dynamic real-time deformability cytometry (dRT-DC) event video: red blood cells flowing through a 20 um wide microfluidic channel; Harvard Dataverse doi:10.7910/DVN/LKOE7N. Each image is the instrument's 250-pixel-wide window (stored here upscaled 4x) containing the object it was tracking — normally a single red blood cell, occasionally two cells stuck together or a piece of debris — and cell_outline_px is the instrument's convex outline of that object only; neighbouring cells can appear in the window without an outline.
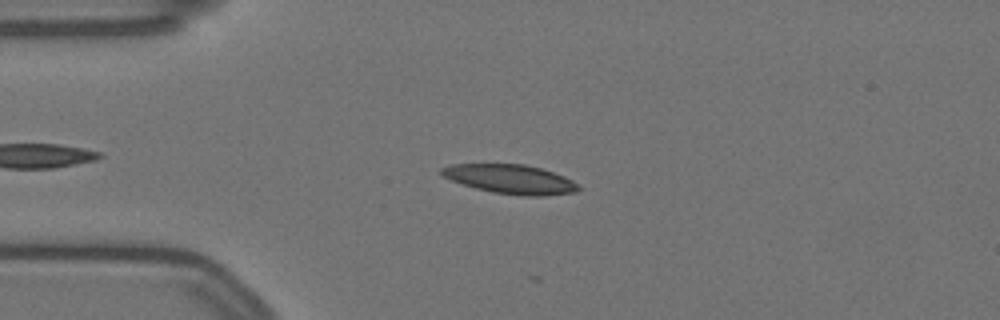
{"species": "Egyptian fruit bat (a non-hibernating species)", "species_latin": "Rousettus aegyptiacus", "temperature_condition": "warm", "stored_images_in_passage": 51, "camera_frame_rate_fps": 3000, "um_per_image_px": 0.085, "animal": {"sex": "female"}, "frame": {"image": 1, "passage_image": 12, "time_ms": 3.667, "image_size_px": [1000, 320], "cell_outline_px": [[580, 188], [576, 192], [544, 196], [520, 196], [492, 192], [476, 188], [452, 180], [444, 176], [440, 172], [440, 168], [452, 164], [524, 164], [540, 168], [564, 176], [572, 180]], "centroid_in_image_um": [43.39, 15.23], "position_along_channel_um": 41.6, "area_um2": 23.12}}
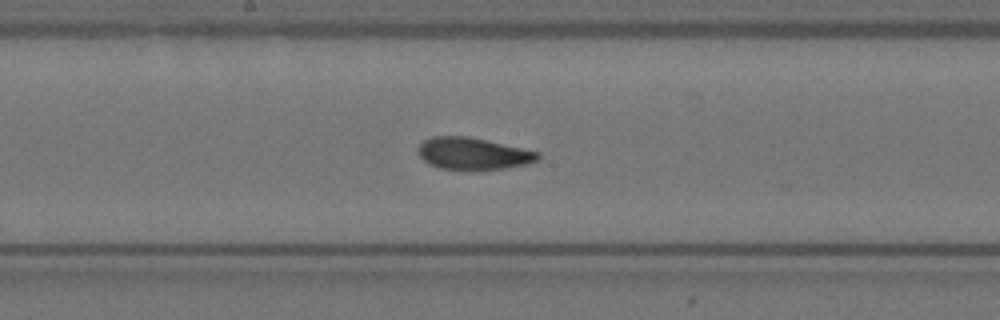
{"frame": {"image": 2, "passage_image": 28, "time_ms": 9.0, "image_size_px": [1000, 320], "cell_outline_px": [[540, 160], [528, 164], [504, 168], [472, 172], [440, 168], [428, 164], [416, 152], [416, 148], [424, 140], [432, 136], [468, 136], [488, 140], [540, 152]], "centroid_in_image_um": [40.21, 13.08], "position_along_channel_um": 208.0, "area_um2": 23.06}}
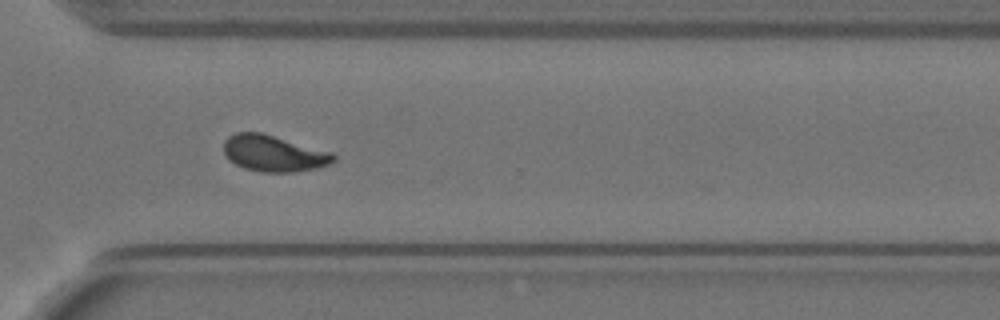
{"frame": {"image": 3, "passage_image": 40, "time_ms": 13.0, "image_size_px": [1000, 320], "cell_outline_px": [[336, 160], [328, 164], [316, 168], [292, 172], [260, 172], [244, 168], [228, 160], [224, 152], [224, 140], [228, 136], [236, 132], [260, 132], [332, 152], [336, 156]], "centroid_in_image_um": [23.24, 13.04], "position_along_channel_um": 347.4, "area_um2": 23.18}, "authors_computed_cell_mechanics": {"area_um2": 22.7154, "velocity_mm_per_s": 3.4946, "shape_relaxation_time_tau1_ms": 9.0576, "shape_relaxation_time_tau2_ms": 1.6602, "deformation_change_tau1": 0.2327, "deformation_change_tau2": 0.0768}}